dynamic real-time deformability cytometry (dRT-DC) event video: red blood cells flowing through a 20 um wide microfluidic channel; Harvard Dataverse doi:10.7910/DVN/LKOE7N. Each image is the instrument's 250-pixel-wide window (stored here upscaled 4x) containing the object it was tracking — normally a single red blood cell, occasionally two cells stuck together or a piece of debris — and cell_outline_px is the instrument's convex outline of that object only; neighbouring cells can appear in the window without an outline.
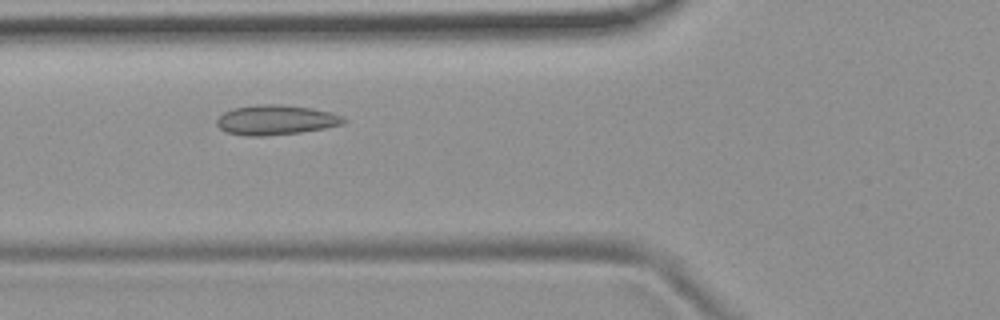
{"species": "common noctule bat (a hibernating species)", "species_latin": "Nyctalus noctula", "temperature_condition": "room temperature", "stored_images_in_passage": 48, "camera_frame_rate_fps": 3000, "um_per_image_px": 0.085, "animal": {"sex": "female", "body_mass_g": 19.9}, "frame": {"image": 1, "passage_image": 14, "time_ms": 4.333, "image_size_px": [1000, 320], "cell_outline_px": [[348, 120], [344, 124], [324, 128], [300, 132], [264, 136], [244, 136], [228, 132], [220, 128], [216, 124], [216, 120], [224, 112], [232, 108], [256, 104], [280, 104], [312, 108], [344, 116]], "centroid_in_image_um": [23.45, 10.19], "position_along_channel_um": 102.4, "area_um2": 22.14}}
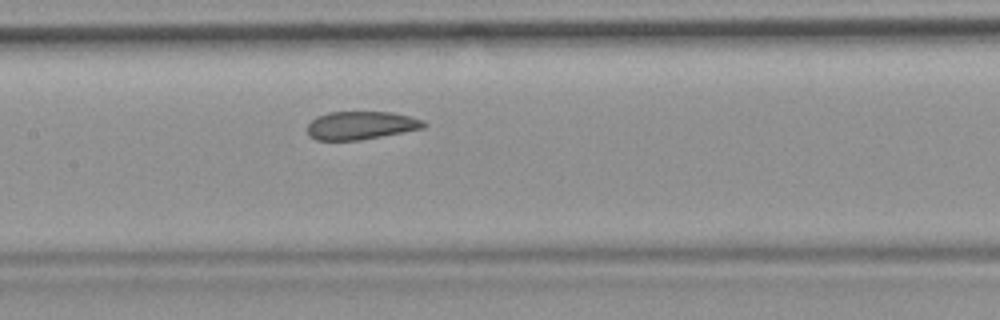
{"frame": {"image": 2, "passage_image": 20, "time_ms": 6.333, "image_size_px": [1000, 320], "cell_outline_px": [[428, 124], [424, 128], [360, 140], [316, 140], [308, 136], [308, 124], [316, 116], [328, 112], [392, 112], [424, 120]], "centroid_in_image_um": [30.67, 10.66], "position_along_channel_um": 176.7, "area_um2": 19.13}}
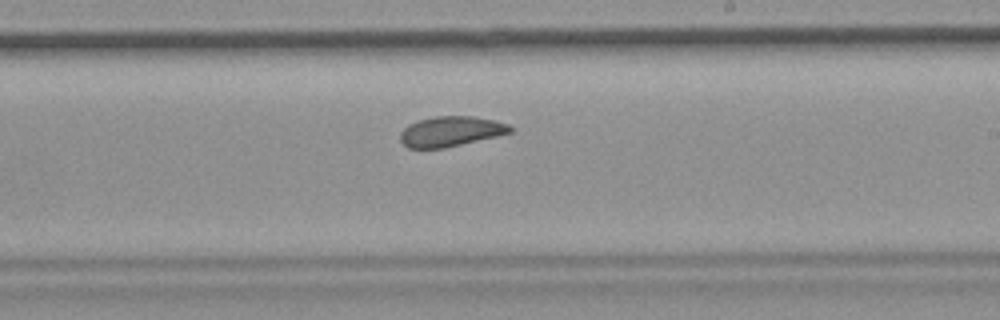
{"frame": {"image": 3, "passage_image": 26, "time_ms": 8.333, "image_size_px": [1000, 320], "cell_outline_px": [[512, 132], [496, 136], [444, 148], [408, 148], [400, 140], [400, 132], [408, 124], [416, 120], [432, 116], [472, 116], [496, 120], [508, 124], [512, 128]], "centroid_in_image_um": [38.28, 11.15], "position_along_channel_um": 250.7, "area_um2": 19.36}, "authors_computed_cell_mechanics": {"area_um2": 20.7213, "velocity_mm_per_s": 3.7194, "shape_relaxation_time_tau1_ms": null, "shape_relaxation_time_tau2_ms": 1.8651, "deformation_change_tau1": null, "deformation_change_tau2": 0.0542}}